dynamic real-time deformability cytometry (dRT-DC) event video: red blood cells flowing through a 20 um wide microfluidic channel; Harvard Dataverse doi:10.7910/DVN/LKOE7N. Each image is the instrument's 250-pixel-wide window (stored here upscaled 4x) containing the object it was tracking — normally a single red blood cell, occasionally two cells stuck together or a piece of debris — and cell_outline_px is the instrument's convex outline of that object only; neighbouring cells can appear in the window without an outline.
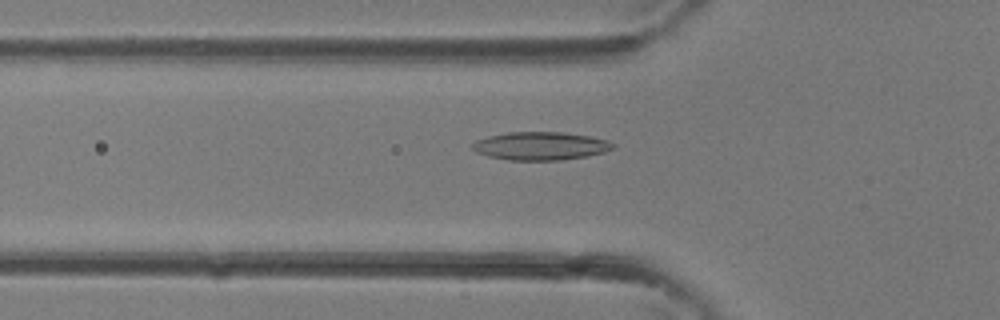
{"species": "common noctule bat (a hibernating species)", "species_latin": "Nyctalus noctula", "temperature_condition": "room temperature", "stored_images_in_passage": 35, "camera_frame_rate_fps": 3000, "um_per_image_px": 0.085, "animal": {"sex": "female"}, "frame": {"image": 1, "passage_image": 11, "time_ms": 3.333, "image_size_px": [1000, 320], "cell_outline_px": [[616, 148], [604, 152], [588, 156], [560, 160], [508, 160], [488, 156], [476, 152], [472, 148], [472, 144], [476, 140], [488, 136], [508, 132], [564, 132], [588, 136], [608, 140], [616, 144]], "centroid_in_image_um": [45.97, 12.4], "position_along_channel_um": 79.8, "area_um2": 23.18}}
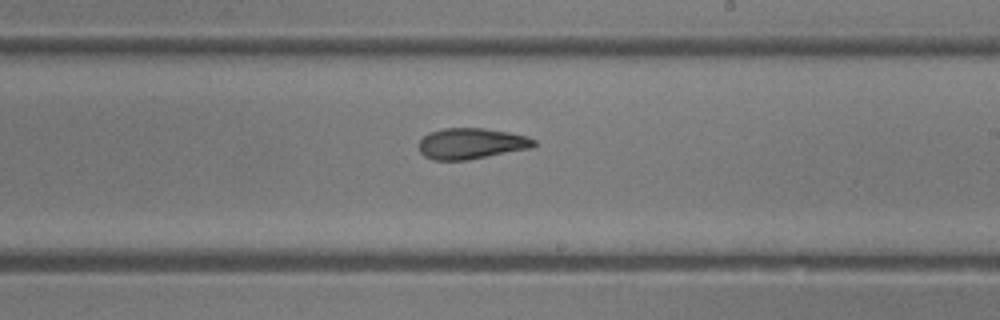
{"frame": {"image": 2, "passage_image": 20, "time_ms": 6.333, "image_size_px": [1000, 320], "cell_outline_px": [[536, 144], [532, 148], [468, 160], [432, 160], [424, 156], [420, 152], [416, 144], [428, 132], [444, 128], [484, 128], [508, 132], [528, 136], [536, 140]], "centroid_in_image_um": [40.04, 12.2], "position_along_channel_um": 249.0, "area_um2": 21.04}}
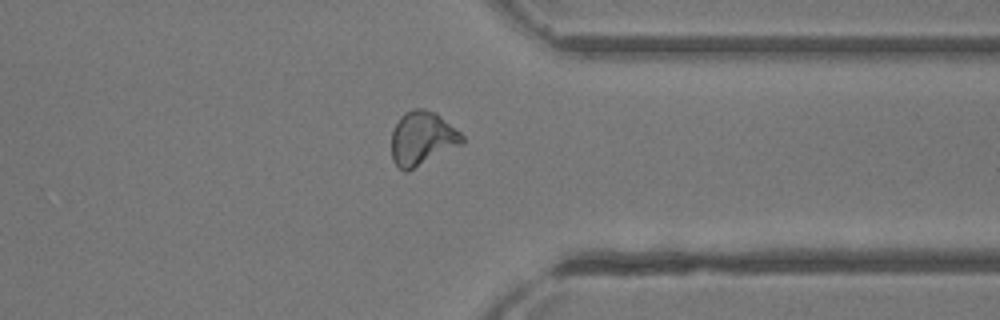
{"frame": {"image": 3, "passage_image": 27, "time_ms": 8.667, "image_size_px": [1000, 320], "cell_outline_px": [[464, 144], [408, 172], [404, 172], [392, 160], [392, 128], [400, 116], [404, 112], [412, 108], [424, 108], [436, 112], [460, 132], [464, 136]], "centroid_in_image_um": [35.89, 11.76], "position_along_channel_um": 375.5, "area_um2": 22.66}}